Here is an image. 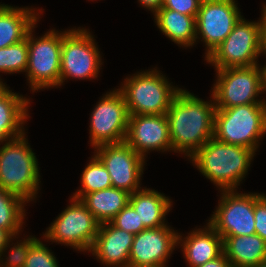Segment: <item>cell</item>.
<instances>
[{"mask_svg":"<svg viewBox=\"0 0 266 267\" xmlns=\"http://www.w3.org/2000/svg\"><path fill=\"white\" fill-rule=\"evenodd\" d=\"M93 38L84 28L62 32L60 86L68 77L97 78L102 62Z\"/></svg>","mask_w":266,"mask_h":267,"instance_id":"obj_8","label":"cell"},{"mask_svg":"<svg viewBox=\"0 0 266 267\" xmlns=\"http://www.w3.org/2000/svg\"><path fill=\"white\" fill-rule=\"evenodd\" d=\"M36 237L29 236L10 248V255L5 263L0 259V267H24L30 247L37 241Z\"/></svg>","mask_w":266,"mask_h":267,"instance_id":"obj_30","label":"cell"},{"mask_svg":"<svg viewBox=\"0 0 266 267\" xmlns=\"http://www.w3.org/2000/svg\"><path fill=\"white\" fill-rule=\"evenodd\" d=\"M24 267H58L52 252L39 239L30 247Z\"/></svg>","mask_w":266,"mask_h":267,"instance_id":"obj_29","label":"cell"},{"mask_svg":"<svg viewBox=\"0 0 266 267\" xmlns=\"http://www.w3.org/2000/svg\"><path fill=\"white\" fill-rule=\"evenodd\" d=\"M254 267H266V261L261 262L260 264H258L257 266Z\"/></svg>","mask_w":266,"mask_h":267,"instance_id":"obj_39","label":"cell"},{"mask_svg":"<svg viewBox=\"0 0 266 267\" xmlns=\"http://www.w3.org/2000/svg\"><path fill=\"white\" fill-rule=\"evenodd\" d=\"M178 244V233L168 225L147 228L134 236L129 267H165Z\"/></svg>","mask_w":266,"mask_h":267,"instance_id":"obj_15","label":"cell"},{"mask_svg":"<svg viewBox=\"0 0 266 267\" xmlns=\"http://www.w3.org/2000/svg\"><path fill=\"white\" fill-rule=\"evenodd\" d=\"M130 193L115 187L85 194L80 200L99 224L110 222L128 203Z\"/></svg>","mask_w":266,"mask_h":267,"instance_id":"obj_23","label":"cell"},{"mask_svg":"<svg viewBox=\"0 0 266 267\" xmlns=\"http://www.w3.org/2000/svg\"><path fill=\"white\" fill-rule=\"evenodd\" d=\"M142 6L151 10L154 14L162 7L163 0H138Z\"/></svg>","mask_w":266,"mask_h":267,"instance_id":"obj_36","label":"cell"},{"mask_svg":"<svg viewBox=\"0 0 266 267\" xmlns=\"http://www.w3.org/2000/svg\"><path fill=\"white\" fill-rule=\"evenodd\" d=\"M255 150L211 138L191 157L197 169L219 189H235L245 178Z\"/></svg>","mask_w":266,"mask_h":267,"instance_id":"obj_2","label":"cell"},{"mask_svg":"<svg viewBox=\"0 0 266 267\" xmlns=\"http://www.w3.org/2000/svg\"><path fill=\"white\" fill-rule=\"evenodd\" d=\"M235 0H202L196 17V38L205 42V59L227 38L241 14Z\"/></svg>","mask_w":266,"mask_h":267,"instance_id":"obj_13","label":"cell"},{"mask_svg":"<svg viewBox=\"0 0 266 267\" xmlns=\"http://www.w3.org/2000/svg\"><path fill=\"white\" fill-rule=\"evenodd\" d=\"M129 112L119 89L106 93L95 106L90 121V143L93 147L124 142Z\"/></svg>","mask_w":266,"mask_h":267,"instance_id":"obj_11","label":"cell"},{"mask_svg":"<svg viewBox=\"0 0 266 267\" xmlns=\"http://www.w3.org/2000/svg\"><path fill=\"white\" fill-rule=\"evenodd\" d=\"M38 13L35 12L34 8H18L1 4L0 48L14 45L26 39L29 30L38 21Z\"/></svg>","mask_w":266,"mask_h":267,"instance_id":"obj_19","label":"cell"},{"mask_svg":"<svg viewBox=\"0 0 266 267\" xmlns=\"http://www.w3.org/2000/svg\"><path fill=\"white\" fill-rule=\"evenodd\" d=\"M262 54L261 21L248 22L244 18L235 24L227 38L206 58L216 70L228 67L257 65Z\"/></svg>","mask_w":266,"mask_h":267,"instance_id":"obj_6","label":"cell"},{"mask_svg":"<svg viewBox=\"0 0 266 267\" xmlns=\"http://www.w3.org/2000/svg\"><path fill=\"white\" fill-rule=\"evenodd\" d=\"M223 250L231 267H254L266 261V242L258 234L228 236Z\"/></svg>","mask_w":266,"mask_h":267,"instance_id":"obj_20","label":"cell"},{"mask_svg":"<svg viewBox=\"0 0 266 267\" xmlns=\"http://www.w3.org/2000/svg\"><path fill=\"white\" fill-rule=\"evenodd\" d=\"M190 233L184 238L186 240L181 239L182 236L178 234V244L183 242L182 251L189 267L203 265L224 253L223 239L209 223L205 228Z\"/></svg>","mask_w":266,"mask_h":267,"instance_id":"obj_18","label":"cell"},{"mask_svg":"<svg viewBox=\"0 0 266 267\" xmlns=\"http://www.w3.org/2000/svg\"><path fill=\"white\" fill-rule=\"evenodd\" d=\"M25 136L5 141L0 148V188L28 203L35 198L41 181L37 158Z\"/></svg>","mask_w":266,"mask_h":267,"instance_id":"obj_3","label":"cell"},{"mask_svg":"<svg viewBox=\"0 0 266 267\" xmlns=\"http://www.w3.org/2000/svg\"><path fill=\"white\" fill-rule=\"evenodd\" d=\"M221 200L209 224L224 240L228 236L254 235V194L222 190Z\"/></svg>","mask_w":266,"mask_h":267,"instance_id":"obj_12","label":"cell"},{"mask_svg":"<svg viewBox=\"0 0 266 267\" xmlns=\"http://www.w3.org/2000/svg\"><path fill=\"white\" fill-rule=\"evenodd\" d=\"M197 267H231V264L230 261L226 258L225 254L223 253L216 259L206 262L205 264Z\"/></svg>","mask_w":266,"mask_h":267,"instance_id":"obj_34","label":"cell"},{"mask_svg":"<svg viewBox=\"0 0 266 267\" xmlns=\"http://www.w3.org/2000/svg\"><path fill=\"white\" fill-rule=\"evenodd\" d=\"M110 223L121 230L132 233L134 235L146 229L134 208L128 203L111 221Z\"/></svg>","mask_w":266,"mask_h":267,"instance_id":"obj_28","label":"cell"},{"mask_svg":"<svg viewBox=\"0 0 266 267\" xmlns=\"http://www.w3.org/2000/svg\"><path fill=\"white\" fill-rule=\"evenodd\" d=\"M28 64V34L26 39L10 45L5 48H0V72L18 73L26 72Z\"/></svg>","mask_w":266,"mask_h":267,"instance_id":"obj_27","label":"cell"},{"mask_svg":"<svg viewBox=\"0 0 266 267\" xmlns=\"http://www.w3.org/2000/svg\"><path fill=\"white\" fill-rule=\"evenodd\" d=\"M124 141L144 159L149 150H172L166 114L130 115Z\"/></svg>","mask_w":266,"mask_h":267,"instance_id":"obj_16","label":"cell"},{"mask_svg":"<svg viewBox=\"0 0 266 267\" xmlns=\"http://www.w3.org/2000/svg\"><path fill=\"white\" fill-rule=\"evenodd\" d=\"M71 203L53 221L44 238L69 245L79 251H90L98 233L99 223L81 200L71 198Z\"/></svg>","mask_w":266,"mask_h":267,"instance_id":"obj_10","label":"cell"},{"mask_svg":"<svg viewBox=\"0 0 266 267\" xmlns=\"http://www.w3.org/2000/svg\"><path fill=\"white\" fill-rule=\"evenodd\" d=\"M266 133V103L216 108L214 138L226 144L256 151L258 142Z\"/></svg>","mask_w":266,"mask_h":267,"instance_id":"obj_4","label":"cell"},{"mask_svg":"<svg viewBox=\"0 0 266 267\" xmlns=\"http://www.w3.org/2000/svg\"><path fill=\"white\" fill-rule=\"evenodd\" d=\"M30 99L8 90L0 97V142L8 141L24 134L23 125L29 116ZM11 138V139H10Z\"/></svg>","mask_w":266,"mask_h":267,"instance_id":"obj_22","label":"cell"},{"mask_svg":"<svg viewBox=\"0 0 266 267\" xmlns=\"http://www.w3.org/2000/svg\"><path fill=\"white\" fill-rule=\"evenodd\" d=\"M171 202L168 197L152 189H139L129 197V204L146 229L166 225L165 215L171 209Z\"/></svg>","mask_w":266,"mask_h":267,"instance_id":"obj_21","label":"cell"},{"mask_svg":"<svg viewBox=\"0 0 266 267\" xmlns=\"http://www.w3.org/2000/svg\"><path fill=\"white\" fill-rule=\"evenodd\" d=\"M261 71V81H262V89L263 92H266V65L260 68Z\"/></svg>","mask_w":266,"mask_h":267,"instance_id":"obj_37","label":"cell"},{"mask_svg":"<svg viewBox=\"0 0 266 267\" xmlns=\"http://www.w3.org/2000/svg\"><path fill=\"white\" fill-rule=\"evenodd\" d=\"M95 155L107 169L112 187L132 194L139 190L145 159L136 153L125 141L103 144L97 147Z\"/></svg>","mask_w":266,"mask_h":267,"instance_id":"obj_14","label":"cell"},{"mask_svg":"<svg viewBox=\"0 0 266 267\" xmlns=\"http://www.w3.org/2000/svg\"><path fill=\"white\" fill-rule=\"evenodd\" d=\"M15 237L9 230L0 228V258L10 244L11 239Z\"/></svg>","mask_w":266,"mask_h":267,"instance_id":"obj_33","label":"cell"},{"mask_svg":"<svg viewBox=\"0 0 266 267\" xmlns=\"http://www.w3.org/2000/svg\"><path fill=\"white\" fill-rule=\"evenodd\" d=\"M202 0H163L162 7L197 17Z\"/></svg>","mask_w":266,"mask_h":267,"instance_id":"obj_32","label":"cell"},{"mask_svg":"<svg viewBox=\"0 0 266 267\" xmlns=\"http://www.w3.org/2000/svg\"><path fill=\"white\" fill-rule=\"evenodd\" d=\"M213 100V103H212ZM211 103L180 89L166 113L172 151L189 158L214 137L215 101Z\"/></svg>","mask_w":266,"mask_h":267,"instance_id":"obj_1","label":"cell"},{"mask_svg":"<svg viewBox=\"0 0 266 267\" xmlns=\"http://www.w3.org/2000/svg\"><path fill=\"white\" fill-rule=\"evenodd\" d=\"M258 65L216 70L218 78L212 91L216 108L266 103L265 99L257 100L258 95L263 93Z\"/></svg>","mask_w":266,"mask_h":267,"instance_id":"obj_9","label":"cell"},{"mask_svg":"<svg viewBox=\"0 0 266 267\" xmlns=\"http://www.w3.org/2000/svg\"><path fill=\"white\" fill-rule=\"evenodd\" d=\"M255 230L266 242V195L254 193Z\"/></svg>","mask_w":266,"mask_h":267,"instance_id":"obj_31","label":"cell"},{"mask_svg":"<svg viewBox=\"0 0 266 267\" xmlns=\"http://www.w3.org/2000/svg\"><path fill=\"white\" fill-rule=\"evenodd\" d=\"M156 69L126 78L119 90L122 92L129 115L166 114L171 100L181 88L171 85ZM171 85V86H170Z\"/></svg>","mask_w":266,"mask_h":267,"instance_id":"obj_5","label":"cell"},{"mask_svg":"<svg viewBox=\"0 0 266 267\" xmlns=\"http://www.w3.org/2000/svg\"><path fill=\"white\" fill-rule=\"evenodd\" d=\"M28 32V64L26 75L32 91L60 86L62 33L50 30L41 38ZM35 38V39H34Z\"/></svg>","mask_w":266,"mask_h":267,"instance_id":"obj_7","label":"cell"},{"mask_svg":"<svg viewBox=\"0 0 266 267\" xmlns=\"http://www.w3.org/2000/svg\"><path fill=\"white\" fill-rule=\"evenodd\" d=\"M25 202L22 197L0 188V228L9 230L15 237L23 224Z\"/></svg>","mask_w":266,"mask_h":267,"instance_id":"obj_25","label":"cell"},{"mask_svg":"<svg viewBox=\"0 0 266 267\" xmlns=\"http://www.w3.org/2000/svg\"><path fill=\"white\" fill-rule=\"evenodd\" d=\"M8 90L9 88H7L6 85H4L0 80V97H2Z\"/></svg>","mask_w":266,"mask_h":267,"instance_id":"obj_38","label":"cell"},{"mask_svg":"<svg viewBox=\"0 0 266 267\" xmlns=\"http://www.w3.org/2000/svg\"><path fill=\"white\" fill-rule=\"evenodd\" d=\"M81 184L72 198L80 200L85 194L112 187L110 175L95 153L82 173Z\"/></svg>","mask_w":266,"mask_h":267,"instance_id":"obj_26","label":"cell"},{"mask_svg":"<svg viewBox=\"0 0 266 267\" xmlns=\"http://www.w3.org/2000/svg\"><path fill=\"white\" fill-rule=\"evenodd\" d=\"M154 16L158 28L174 43L189 47L196 42V17L164 7Z\"/></svg>","mask_w":266,"mask_h":267,"instance_id":"obj_24","label":"cell"},{"mask_svg":"<svg viewBox=\"0 0 266 267\" xmlns=\"http://www.w3.org/2000/svg\"><path fill=\"white\" fill-rule=\"evenodd\" d=\"M134 234L114 227L110 222L99 224L89 252L108 267H129V254Z\"/></svg>","mask_w":266,"mask_h":267,"instance_id":"obj_17","label":"cell"},{"mask_svg":"<svg viewBox=\"0 0 266 267\" xmlns=\"http://www.w3.org/2000/svg\"><path fill=\"white\" fill-rule=\"evenodd\" d=\"M261 21V38H262V53L266 54V5H264L262 10Z\"/></svg>","mask_w":266,"mask_h":267,"instance_id":"obj_35","label":"cell"}]
</instances>
